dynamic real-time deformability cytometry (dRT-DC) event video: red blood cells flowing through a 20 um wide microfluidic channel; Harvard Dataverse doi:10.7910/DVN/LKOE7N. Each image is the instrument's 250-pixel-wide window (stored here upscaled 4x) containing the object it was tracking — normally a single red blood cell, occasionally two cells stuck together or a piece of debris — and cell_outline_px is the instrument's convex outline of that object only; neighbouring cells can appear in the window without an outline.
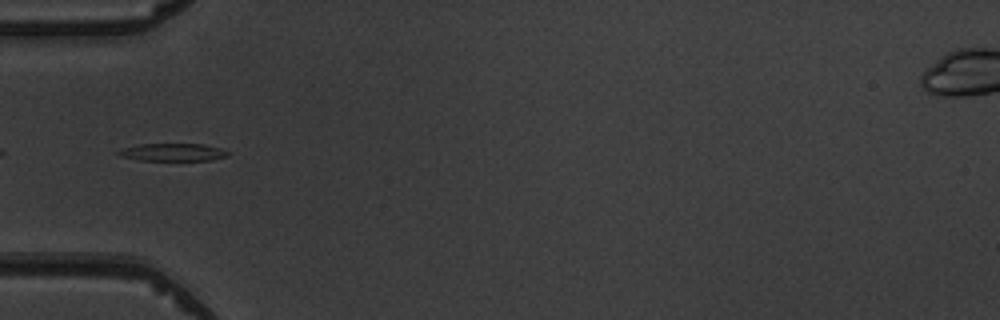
{"species": "common noctule bat (a hibernating species)", "species_latin": "Nyctalus noctula", "temperature_condition": "warm", "stored_images_in_passage": 6, "camera_frame_rate_fps": 3000, "um_per_image_px": 0.085, "animal": {"sex": "male", "body_mass_g": 19.5, "forearm_length_mm": 54.6}, "frame": {"image": 1, "passage_image": 6, "time_ms": 5.667, "image_size_px": [1000, 320], "cell_outline_px": [[228, 156], [212, 160], [140, 160], [120, 156], [116, 152], [124, 148], [140, 144], [204, 144], [220, 148], [228, 152]], "centroid_in_image_um": [14.7, 12.94], "position_along_channel_um": 70.3, "area_um2": 11.1}}